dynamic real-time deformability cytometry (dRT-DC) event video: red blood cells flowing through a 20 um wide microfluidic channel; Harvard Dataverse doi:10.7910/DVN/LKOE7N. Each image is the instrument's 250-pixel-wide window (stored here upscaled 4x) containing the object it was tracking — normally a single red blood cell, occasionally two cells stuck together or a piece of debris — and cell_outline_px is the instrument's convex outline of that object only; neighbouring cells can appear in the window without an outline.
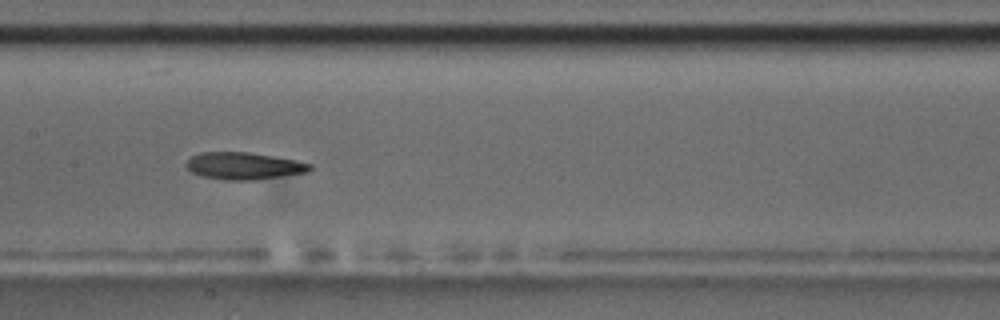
{"species": "common noctule bat (a hibernating species)", "species_latin": "Nyctalus noctula", "temperature_condition": "room temperature", "stored_images_in_passage": 54, "segment_of_instrument_passage": [1, 2], "camera_frame_rate_fps": 3000, "um_per_image_px": 0.085, "animal": {"sex": "male", "body_mass_g": 17.5, "forearm_length_mm": 52.3}, "frame": {"image": 1, "passage_image": 26, "time_ms": 8.333, "image_size_px": [1000, 320], "cell_outline_px": [[312, 168], [304, 172], [280, 176], [252, 180], [224, 180], [200, 176], [192, 172], [184, 164], [192, 156], [200, 152], [248, 152], [296, 160], [312, 164]], "centroid_in_image_um": [20.67, 14.1], "position_along_channel_um": 186.7, "area_um2": 19.36}}
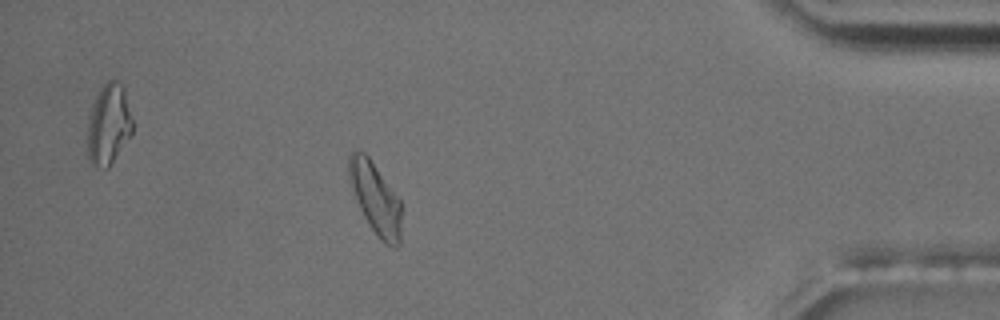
{"frame": {"image": 2, "passage_image": 47, "time_ms": 15.333, "image_size_px": [1000, 320], "cell_outline_px": [[404, 208], [400, 244], [396, 248], [392, 248], [384, 244], [380, 240], [364, 216], [356, 200], [352, 188], [348, 172], [348, 152], [356, 148], [360, 148], [368, 156], [400, 200]], "centroid_in_image_um": [31.95, 16.87], "position_along_channel_um": 403.3, "area_um2": 22.43}}